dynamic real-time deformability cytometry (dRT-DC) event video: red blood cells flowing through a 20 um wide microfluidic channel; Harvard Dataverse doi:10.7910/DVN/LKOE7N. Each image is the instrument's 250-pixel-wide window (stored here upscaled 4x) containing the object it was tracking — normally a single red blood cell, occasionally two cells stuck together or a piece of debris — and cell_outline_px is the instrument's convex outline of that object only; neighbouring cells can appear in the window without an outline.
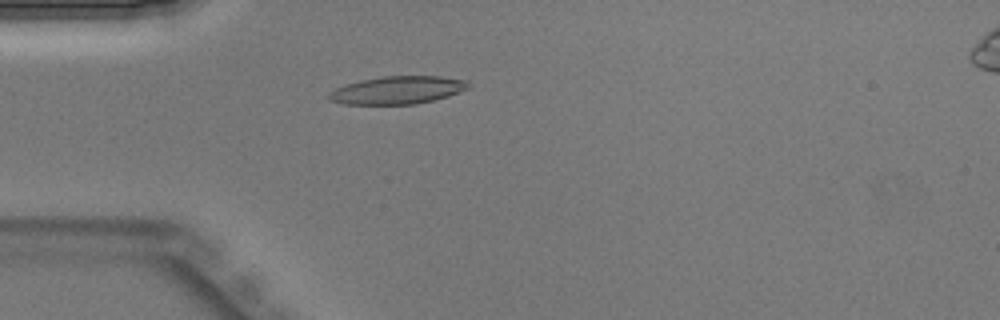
{"species": "Egyptian fruit bat (a non-hibernating species)", "species_latin": "Rousettus aegyptiacus", "temperature_condition": "warm", "stored_images_in_passage": 43, "camera_frame_rate_fps": 3000, "um_per_image_px": 0.085, "animal": {"sex": "male"}, "frame": {"image": 1, "passage_image": 12, "time_ms": 3.667, "image_size_px": [1000, 320], "cell_outline_px": [[468, 88], [448, 96], [416, 104], [344, 104], [328, 100], [328, 92], [344, 84], [360, 80], [380, 76], [440, 76], [468, 80]], "centroid_in_image_um": [33.74, 7.65], "position_along_channel_um": 51.3, "area_um2": 22.66}}
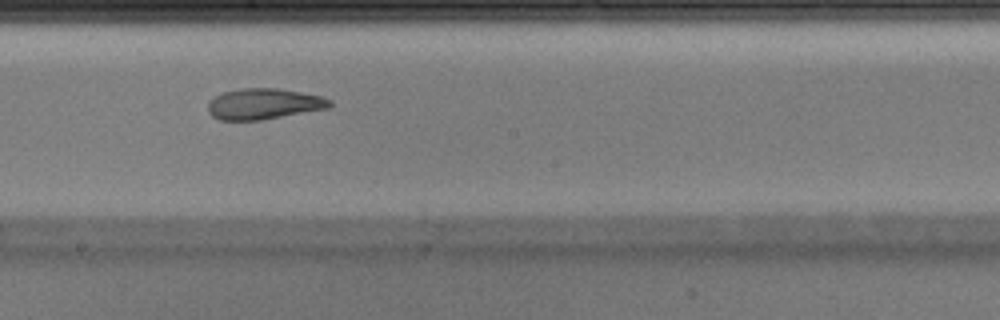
{"frame": {"image": 2, "passage_image": 24, "time_ms": 7.667, "image_size_px": [1000, 320], "cell_outline_px": [[332, 104], [328, 108], [260, 120], [220, 120], [212, 116], [208, 112], [208, 100], [220, 92], [240, 88], [280, 88], [320, 96], [332, 100]], "centroid_in_image_um": [22.37, 8.82], "position_along_channel_um": 225.8, "area_um2": 22.02}}
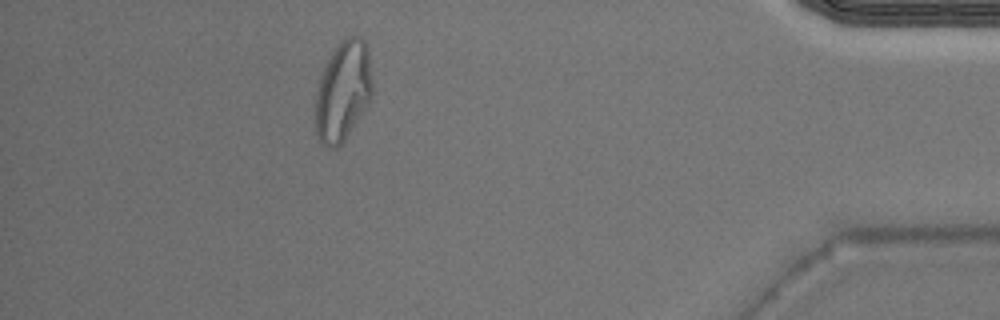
{"frame": {"image": 3, "passage_image": 39, "time_ms": 12.667, "image_size_px": [1000, 320], "cell_outline_px": [[372, 92], [368, 100], [344, 140], [336, 148], [328, 148], [320, 144], [316, 136], [316, 92], [324, 68], [332, 52], [340, 40], [344, 36], [360, 36], [364, 40], [368, 48], [372, 84]], "centroid_in_image_um": [29.13, 7.71], "position_along_channel_um": 406.1, "area_um2": 32.66}}